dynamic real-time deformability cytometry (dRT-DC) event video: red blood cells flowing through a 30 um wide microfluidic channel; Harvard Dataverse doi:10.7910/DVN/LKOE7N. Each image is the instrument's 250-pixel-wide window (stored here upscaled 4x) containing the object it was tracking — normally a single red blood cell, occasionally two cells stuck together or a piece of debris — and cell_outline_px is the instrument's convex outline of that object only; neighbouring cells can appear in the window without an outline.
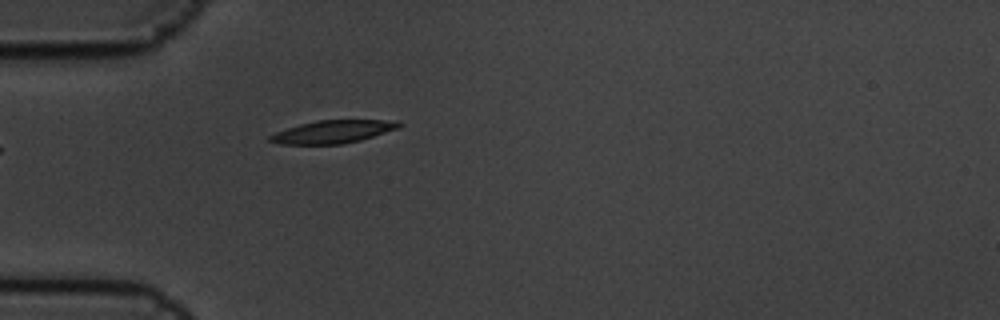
{"species": "common noctule bat (a hibernating species)", "species_latin": "Nyctalus noctula", "temperature_condition": "cold", "stored_images_in_passage": 3, "camera_frame_rate_fps": 3000, "um_per_image_px": 0.085, "animal": {"sex": "male", "body_mass_g": 19.5, "forearm_length_mm": 54.6}, "frame": {"image": 1, "passage_image": 3, "time_ms": 0.667, "image_size_px": [1000, 320], "cell_outline_px": [[404, 124], [400, 128], [360, 140], [344, 144], [280, 144], [268, 140], [268, 136], [276, 132], [300, 124], [316, 120], [396, 120]], "centroid_in_image_um": [28.34, 11.19], "position_along_channel_um": 56.7, "area_um2": 17.22}}